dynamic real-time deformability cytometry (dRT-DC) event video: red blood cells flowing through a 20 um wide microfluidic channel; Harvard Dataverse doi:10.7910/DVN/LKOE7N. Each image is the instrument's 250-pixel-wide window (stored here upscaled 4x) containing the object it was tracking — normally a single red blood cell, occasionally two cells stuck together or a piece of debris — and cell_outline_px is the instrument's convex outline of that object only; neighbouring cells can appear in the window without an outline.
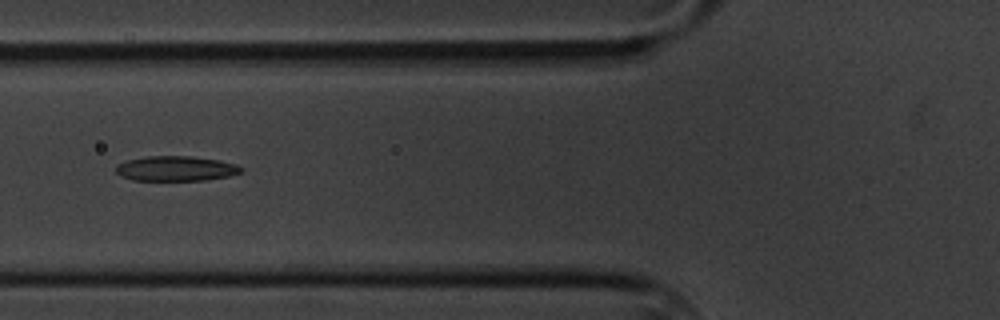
{"species": "common noctule bat (a hibernating species)", "species_latin": "Nyctalus noctula", "temperature_condition": "cold", "stored_images_in_passage": 11, "camera_frame_rate_fps": 3000, "um_per_image_px": 0.085, "animal": {"sex": "male", "body_mass_g": 20.1, "forearm_length_mm": 53.5}, "frame": {"image": 1, "passage_image": 2, "time_ms": 1.333, "image_size_px": [1000, 320], "cell_outline_px": [[244, 172], [228, 176], [204, 180], [132, 180], [120, 176], [116, 172], [116, 164], [128, 160], [148, 156], [192, 156], [220, 160], [236, 164], [244, 168]], "centroid_in_image_um": [14.97, 14.32], "position_along_channel_um": 110.8, "area_um2": 18.32}}
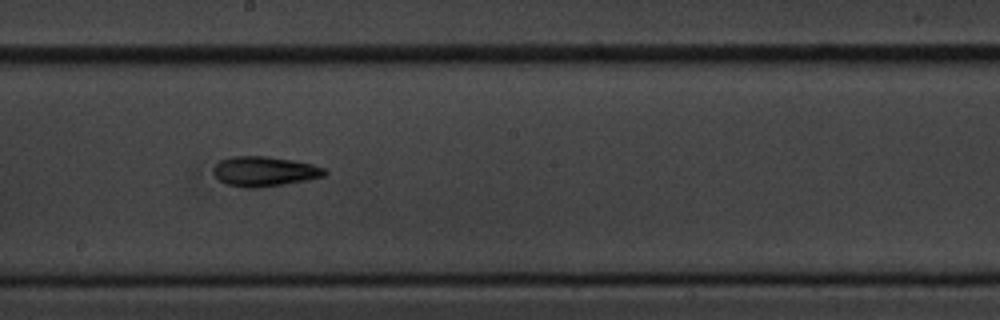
{"frame": {"image": 2, "passage_image": 5, "time_ms": 4.667, "image_size_px": [1000, 320], "cell_outline_px": [[328, 172], [324, 176], [308, 180], [260, 188], [244, 188], [224, 184], [212, 172], [212, 168], [220, 160], [232, 156], [268, 156], [292, 160], [312, 164], [324, 168]], "centroid_in_image_um": [22.45, 14.57], "position_along_channel_um": 225.7, "area_um2": 19.59}}
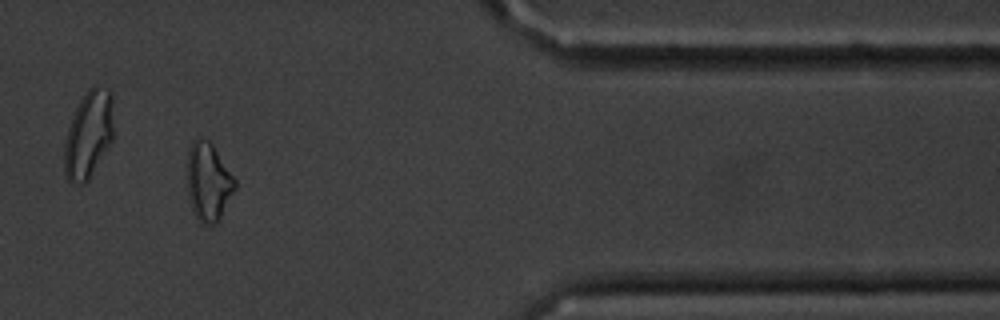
{"frame": {"image": 3, "passage_image": 10, "time_ms": 10.333, "image_size_px": [1000, 320], "cell_outline_px": [[236, 188], [220, 220], [216, 224], [200, 224], [196, 220], [188, 196], [188, 148], [192, 140], [196, 136], [200, 136], [208, 140], [212, 144], [236, 180]], "centroid_in_image_um": [17.71, 15.47], "position_along_channel_um": 393.7, "area_um2": 22.08}, "authors_computed_cell_mechanics": {"area_um2": 18.8428, "velocity_mm_per_s": 3.4284, "shape_relaxation_time_tau1_ms": 2.3466, "shape_relaxation_time_tau2_ms": 8.6524, "deformation_change_tau1": 0.1036, "deformation_change_tau2": 0.1768}}